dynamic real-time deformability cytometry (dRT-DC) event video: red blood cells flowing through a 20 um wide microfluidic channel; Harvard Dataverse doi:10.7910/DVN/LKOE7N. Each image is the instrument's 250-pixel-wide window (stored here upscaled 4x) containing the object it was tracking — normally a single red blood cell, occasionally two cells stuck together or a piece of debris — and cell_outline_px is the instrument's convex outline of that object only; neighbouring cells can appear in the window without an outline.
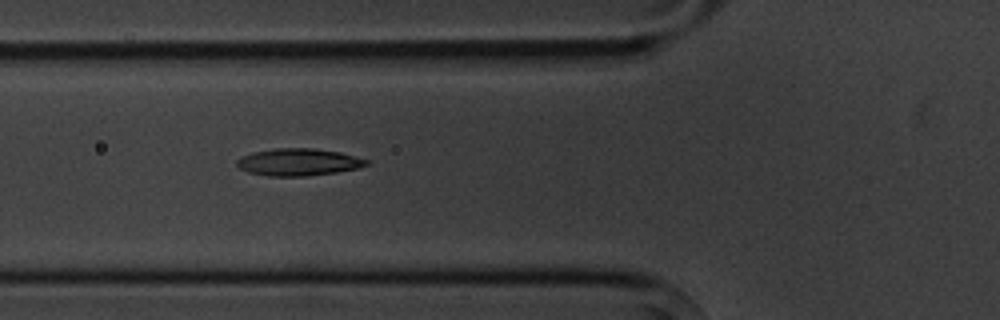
{"species": "common noctule bat (a hibernating species)", "species_latin": "Nyctalus noctula", "temperature_condition": "cold", "stored_images_in_passage": 13, "segment_of_instrument_passage": [1, 2], "camera_frame_rate_fps": 3000, "um_per_image_px": 0.085, "animal": {"sex": "male", "body_mass_g": 20.1, "forearm_length_mm": 53.5}, "frame": {"image": 1, "passage_image": 3, "time_ms": 2.333, "image_size_px": [1000, 320], "cell_outline_px": [[372, 160], [368, 164], [360, 168], [336, 172], [304, 176], [268, 176], [248, 172], [240, 168], [236, 164], [236, 160], [240, 156], [252, 152], [276, 148], [316, 148], [340, 152]], "centroid_in_image_um": [25.39, 13.77], "position_along_channel_um": 100.4, "area_um2": 20.75}}
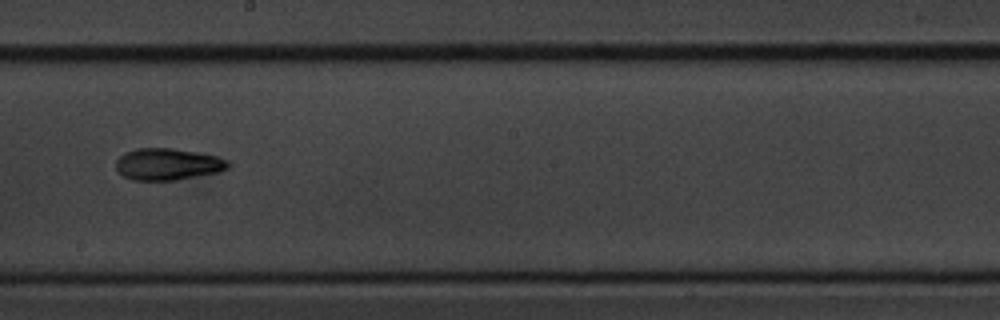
{"frame": {"image": 2, "passage_image": 6, "time_ms": 6.0, "image_size_px": [1000, 320], "cell_outline_px": [[232, 164], [228, 168], [220, 172], [176, 180], [132, 180], [124, 176], [116, 168], [116, 160], [124, 152], [136, 148], [172, 148], [196, 152], [216, 156], [228, 160]], "centroid_in_image_um": [14.28, 13.95], "position_along_channel_um": 233.9, "area_um2": 20.87}}
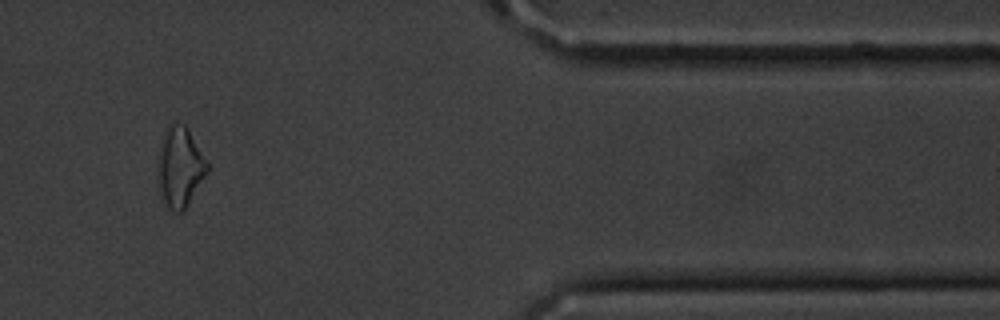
{"frame": {"image": 3, "passage_image": 10, "time_ms": 11.333, "image_size_px": [1000, 320], "cell_outline_px": [[208, 172], [184, 212], [176, 212], [164, 208], [160, 196], [156, 180], [156, 160], [160, 144], [164, 132], [168, 124], [184, 124], [188, 128], [208, 164]], "centroid_in_image_um": [15.23, 14.27], "position_along_channel_um": 396.2, "area_um2": 23.87}}